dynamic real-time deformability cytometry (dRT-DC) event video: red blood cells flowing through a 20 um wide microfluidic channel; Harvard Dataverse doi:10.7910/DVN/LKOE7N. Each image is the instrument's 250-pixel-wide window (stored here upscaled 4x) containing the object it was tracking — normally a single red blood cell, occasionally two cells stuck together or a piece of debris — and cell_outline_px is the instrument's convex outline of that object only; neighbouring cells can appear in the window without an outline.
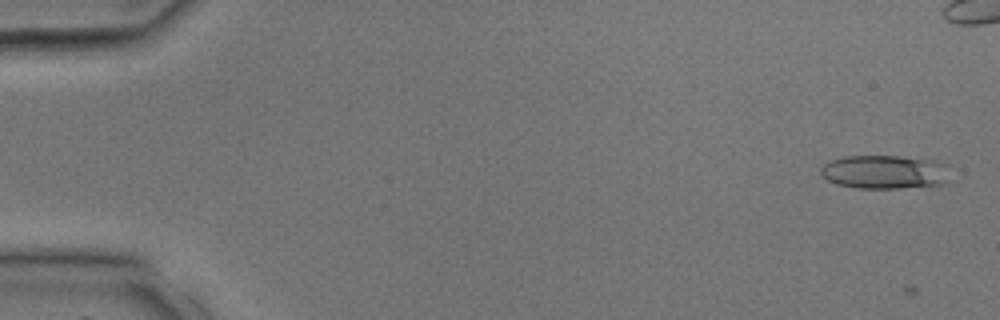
{"species": "common noctule bat (a hibernating species)", "species_latin": "Nyctalus noctula", "temperature_condition": "room temperature", "stored_images_in_passage": 8, "camera_frame_rate_fps": 3000, "um_per_image_px": 0.085, "animal": {"sex": "male", "body_mass_g": 17.9, "forearm_length_mm": 54.2}, "frame": {"image": 1, "passage_image": 1, "time_ms": 0.0, "image_size_px": [1000, 320], "cell_outline_px": [[952, 180], [948, 184], [900, 188], [856, 188], [836, 184], [820, 176], [820, 168], [824, 164], [832, 160], [844, 156], [900, 156], [936, 160], [944, 164]], "centroid_in_image_um": [75.23, 14.63], "position_along_channel_um": 9.8, "area_um2": 25.84}}